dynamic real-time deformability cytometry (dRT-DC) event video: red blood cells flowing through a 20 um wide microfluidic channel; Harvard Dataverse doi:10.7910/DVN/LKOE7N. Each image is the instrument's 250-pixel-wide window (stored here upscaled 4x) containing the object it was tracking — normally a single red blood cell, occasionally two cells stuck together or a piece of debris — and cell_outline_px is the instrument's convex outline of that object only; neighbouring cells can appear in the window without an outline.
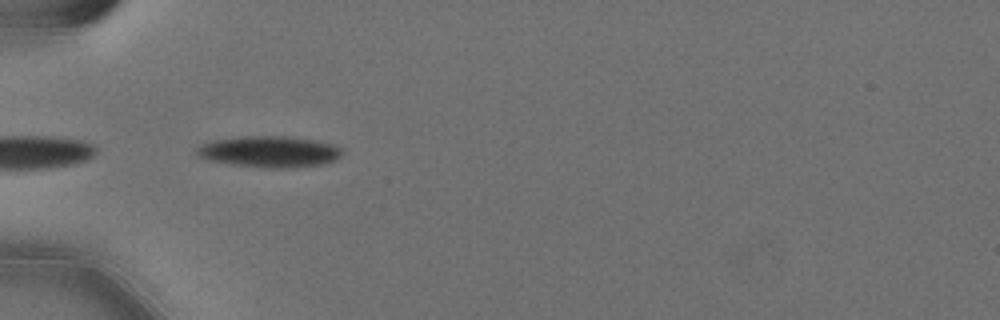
{"species": "Egyptian fruit bat (a non-hibernating species)", "species_latin": "Rousettus aegyptiacus", "temperature_condition": "cold", "stored_images_in_passage": 39, "camera_frame_rate_fps": 3000, "um_per_image_px": 0.085, "animal": {"sex": "female"}, "frame": {"image": 1, "passage_image": 1, "time_ms": 0.0, "image_size_px": [1000, 320], "cell_outline_px": [[344, 152], [336, 160], [324, 164], [288, 168], [268, 168], [236, 164], [208, 160], [196, 156], [196, 148], [212, 140], [244, 136], [284, 136], [316, 140], [332, 144], [344, 148]], "centroid_in_image_um": [22.94, 12.89], "position_along_channel_um": 62.1, "area_um2": 26.53}}
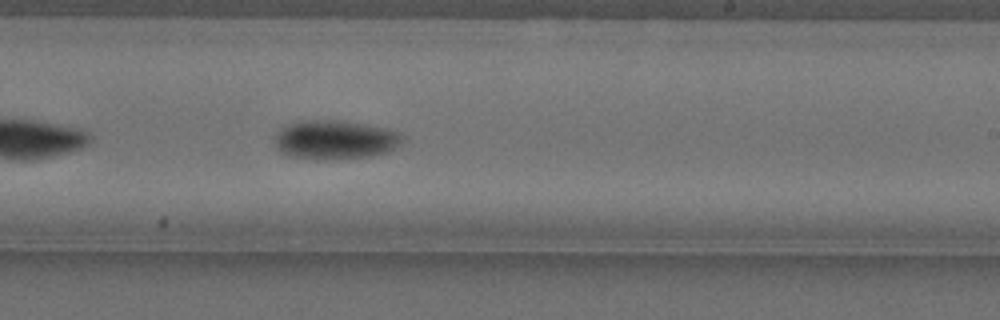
{"frame": {"image": 2, "passage_image": 18, "time_ms": 5.667, "image_size_px": [1000, 320], "cell_outline_px": [[404, 140], [400, 144], [388, 152], [372, 156], [324, 160], [316, 160], [288, 156], [280, 152], [276, 148], [272, 140], [288, 124], [304, 120], [344, 120], [368, 124], [388, 128], [400, 132], [404, 136]], "centroid_in_image_um": [28.51, 11.88], "position_along_channel_um": 260.5, "area_um2": 29.59}}
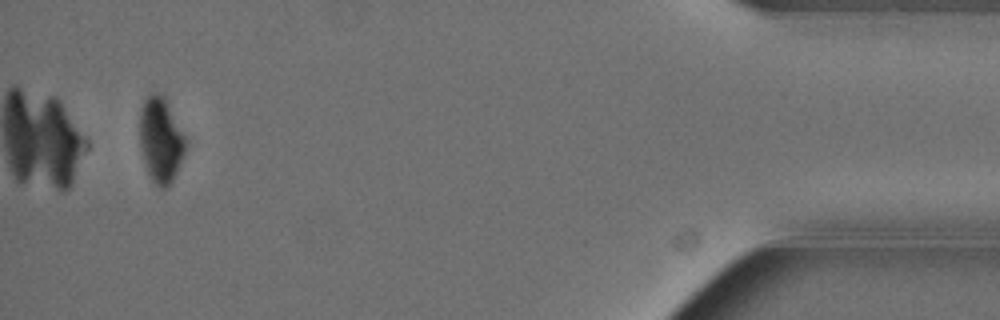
{"frame": {"image": 3, "passage_image": 37, "time_ms": 12.0, "image_size_px": [1000, 320], "cell_outline_px": [[184, 152], [176, 172], [168, 188], [160, 188], [152, 180], [148, 172], [140, 148], [140, 108], [144, 100], [152, 92], [156, 92], [164, 96], [184, 136]], "centroid_in_image_um": [13.63, 11.88], "position_along_channel_um": 421.6, "area_um2": 22.2}, "authors_computed_cell_mechanics": {"area_um2": 26.4724, "velocity_mm_per_s": 3.587, "shape_relaxation_time_tau1_ms": 2.3893, "shape_relaxation_time_tau2_ms": null, "deformation_change_tau1": 0.1121, "deformation_change_tau2": null}}